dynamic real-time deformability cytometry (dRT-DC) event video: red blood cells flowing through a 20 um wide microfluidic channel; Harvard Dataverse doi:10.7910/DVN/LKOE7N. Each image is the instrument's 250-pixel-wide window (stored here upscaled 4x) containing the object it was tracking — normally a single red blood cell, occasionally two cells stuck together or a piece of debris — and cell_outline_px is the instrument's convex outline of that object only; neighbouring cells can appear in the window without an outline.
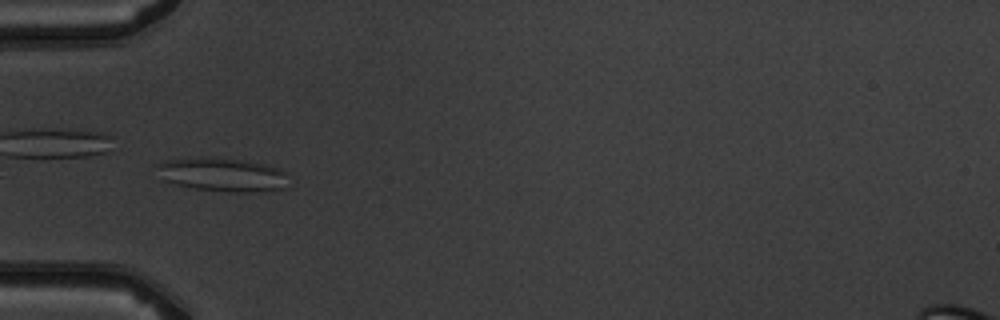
{"species": "common noctule bat (a hibernating species)", "species_latin": "Nyctalus noctula", "temperature_condition": "warm", "stored_images_in_passage": 6, "camera_frame_rate_fps": 3000, "um_per_image_px": 0.085, "animal": {"sex": "male", "body_mass_g": 19.5, "forearm_length_mm": 54.6}, "frame": {"image": 1, "passage_image": 5, "time_ms": 4.333, "image_size_px": [1000, 320], "cell_outline_px": [[288, 188], [248, 192], [228, 192], [196, 188], [176, 184], [160, 180], [152, 164], [164, 160], [204, 156], [216, 156], [248, 160], [264, 164], [288, 172]], "centroid_in_image_um": [18.84, 14.81], "position_along_channel_um": 66.2, "area_um2": 26.82}}
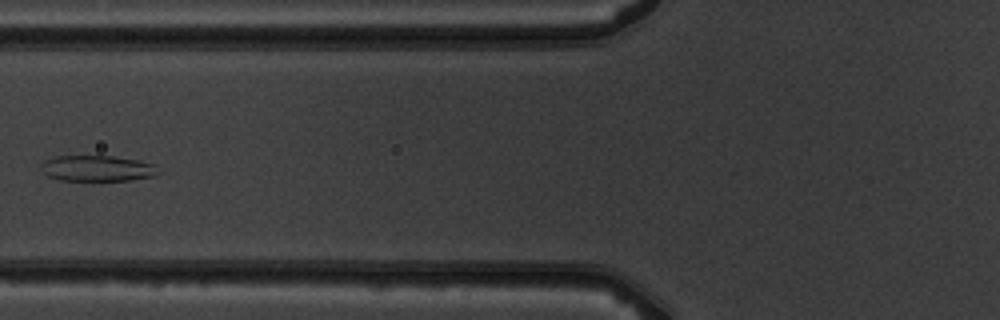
{"frame": {"image": 2, "passage_image": 6, "time_ms": 5.667, "image_size_px": [1000, 320], "cell_outline_px": [[160, 172], [152, 176], [128, 180], [60, 180], [48, 176], [44, 172], [40, 164], [44, 160], [56, 156], [112, 156], [136, 160], [152, 164]], "centroid_in_image_um": [8.22, 14.3], "position_along_channel_um": 117.6, "area_um2": 17.34}}